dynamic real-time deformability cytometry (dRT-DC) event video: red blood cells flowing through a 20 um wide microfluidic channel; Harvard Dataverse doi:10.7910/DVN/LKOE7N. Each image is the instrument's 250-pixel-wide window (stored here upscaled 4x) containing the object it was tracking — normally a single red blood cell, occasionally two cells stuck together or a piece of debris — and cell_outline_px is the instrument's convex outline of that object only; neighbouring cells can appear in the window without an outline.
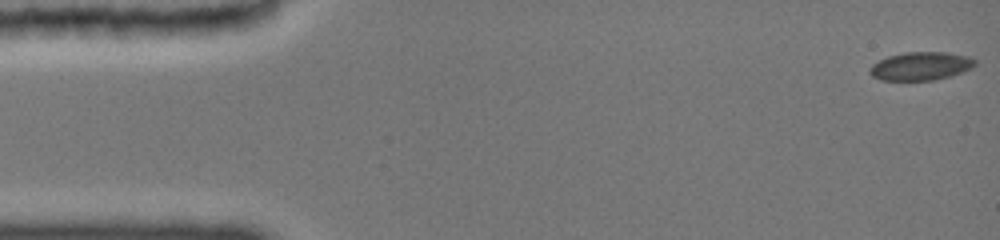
{"species": "common noctule bat (a hibernating species)", "species_latin": "Nyctalus noctula", "temperature_condition": "cold", "stored_images_in_passage": 35, "camera_frame_rate_fps": 3000, "um_per_image_px": 0.085, "animal": {"sex": "female", "body_mass_g": 19.0, "forearm_length_mm": 51.5}, "frame": {"image": 1, "passage_image": 1, "time_ms": 0.0, "image_size_px": [1000, 240], "cell_outline_px": [[976, 64], [972, 68], [948, 76], [932, 80], [880, 80], [872, 76], [868, 72], [868, 68], [872, 64], [888, 56], [904, 52], [948, 52], [968, 56], [976, 60]], "centroid_in_image_um": [78.23, 5.61], "position_along_channel_um": 6.8, "area_um2": 17.34}}
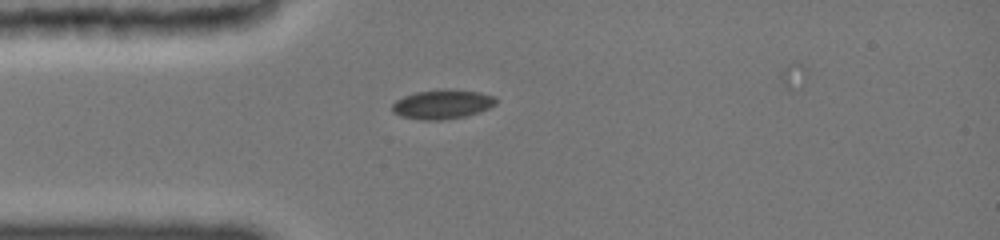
{"frame": {"image": 2, "passage_image": 24, "time_ms": 4.0, "image_size_px": [1000, 240], "cell_outline_px": [[496, 104], [488, 108], [464, 116], [436, 120], [424, 120], [404, 116], [396, 112], [392, 108], [392, 104], [396, 100], [404, 96], [416, 92], [480, 92], [496, 96]], "centroid_in_image_um": [37.61, 8.89], "position_along_channel_um": 47.4, "area_um2": 16.47}}
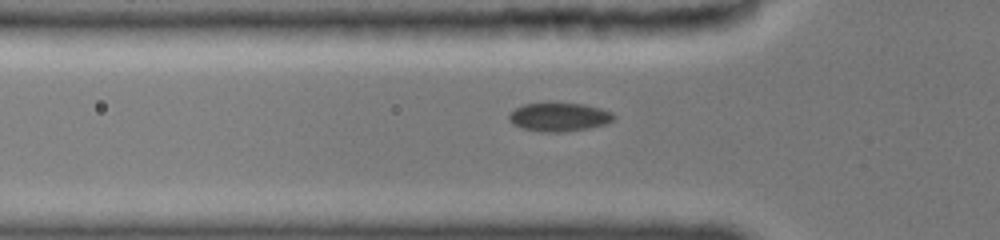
{"frame": {"image": 3, "passage_image": 30, "time_ms": 5.0, "image_size_px": [1000, 240], "cell_outline_px": [[616, 116], [612, 120], [604, 124], [584, 128], [524, 128], [516, 124], [508, 116], [516, 108], [524, 104], [544, 100], [548, 100], [584, 104], [600, 108], [612, 112]], "centroid_in_image_um": [47.56, 9.8], "position_along_channel_um": 78.2, "area_um2": 16.53}}